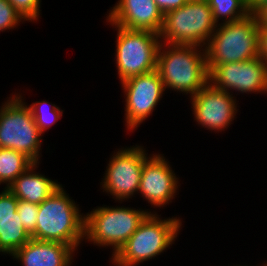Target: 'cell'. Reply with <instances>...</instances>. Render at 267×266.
Returning <instances> with one entry per match:
<instances>
[{"label":"cell","instance_id":"26","mask_svg":"<svg viewBox=\"0 0 267 266\" xmlns=\"http://www.w3.org/2000/svg\"><path fill=\"white\" fill-rule=\"evenodd\" d=\"M259 57L267 64V27L259 26Z\"/></svg>","mask_w":267,"mask_h":266},{"label":"cell","instance_id":"27","mask_svg":"<svg viewBox=\"0 0 267 266\" xmlns=\"http://www.w3.org/2000/svg\"><path fill=\"white\" fill-rule=\"evenodd\" d=\"M265 5H267V0H247V7L251 14H255Z\"/></svg>","mask_w":267,"mask_h":266},{"label":"cell","instance_id":"23","mask_svg":"<svg viewBox=\"0 0 267 266\" xmlns=\"http://www.w3.org/2000/svg\"><path fill=\"white\" fill-rule=\"evenodd\" d=\"M18 198L7 188L0 193V223L6 219H20L17 212Z\"/></svg>","mask_w":267,"mask_h":266},{"label":"cell","instance_id":"20","mask_svg":"<svg viewBox=\"0 0 267 266\" xmlns=\"http://www.w3.org/2000/svg\"><path fill=\"white\" fill-rule=\"evenodd\" d=\"M27 106L31 110L35 124L42 134L62 117L64 111L46 100L37 101Z\"/></svg>","mask_w":267,"mask_h":266},{"label":"cell","instance_id":"1","mask_svg":"<svg viewBox=\"0 0 267 266\" xmlns=\"http://www.w3.org/2000/svg\"><path fill=\"white\" fill-rule=\"evenodd\" d=\"M166 47V48H165ZM202 50V51H201ZM164 88L193 97L208 82L205 48L196 45L160 44L156 69Z\"/></svg>","mask_w":267,"mask_h":266},{"label":"cell","instance_id":"11","mask_svg":"<svg viewBox=\"0 0 267 266\" xmlns=\"http://www.w3.org/2000/svg\"><path fill=\"white\" fill-rule=\"evenodd\" d=\"M209 82L229 94L234 90L267 94V64L260 57L220 64L209 72Z\"/></svg>","mask_w":267,"mask_h":266},{"label":"cell","instance_id":"7","mask_svg":"<svg viewBox=\"0 0 267 266\" xmlns=\"http://www.w3.org/2000/svg\"><path fill=\"white\" fill-rule=\"evenodd\" d=\"M22 98L20 94H12L0 106V148L16 150L40 163L43 135Z\"/></svg>","mask_w":267,"mask_h":266},{"label":"cell","instance_id":"14","mask_svg":"<svg viewBox=\"0 0 267 266\" xmlns=\"http://www.w3.org/2000/svg\"><path fill=\"white\" fill-rule=\"evenodd\" d=\"M111 8L107 15V23L160 34L164 15L154 0H119Z\"/></svg>","mask_w":267,"mask_h":266},{"label":"cell","instance_id":"16","mask_svg":"<svg viewBox=\"0 0 267 266\" xmlns=\"http://www.w3.org/2000/svg\"><path fill=\"white\" fill-rule=\"evenodd\" d=\"M39 163H33L25 172L19 175L7 188L18 200L40 205L54 193L62 184L36 173Z\"/></svg>","mask_w":267,"mask_h":266},{"label":"cell","instance_id":"4","mask_svg":"<svg viewBox=\"0 0 267 266\" xmlns=\"http://www.w3.org/2000/svg\"><path fill=\"white\" fill-rule=\"evenodd\" d=\"M208 72L215 66L259 57V24L255 14L220 23L205 46Z\"/></svg>","mask_w":267,"mask_h":266},{"label":"cell","instance_id":"15","mask_svg":"<svg viewBox=\"0 0 267 266\" xmlns=\"http://www.w3.org/2000/svg\"><path fill=\"white\" fill-rule=\"evenodd\" d=\"M75 251L65 243L31 238L12 256L22 266H71Z\"/></svg>","mask_w":267,"mask_h":266},{"label":"cell","instance_id":"17","mask_svg":"<svg viewBox=\"0 0 267 266\" xmlns=\"http://www.w3.org/2000/svg\"><path fill=\"white\" fill-rule=\"evenodd\" d=\"M34 162L25 154L13 149L0 148V185L8 188L14 180Z\"/></svg>","mask_w":267,"mask_h":266},{"label":"cell","instance_id":"8","mask_svg":"<svg viewBox=\"0 0 267 266\" xmlns=\"http://www.w3.org/2000/svg\"><path fill=\"white\" fill-rule=\"evenodd\" d=\"M110 24L117 30L115 63L120 81L155 71L161 44L159 34Z\"/></svg>","mask_w":267,"mask_h":266},{"label":"cell","instance_id":"24","mask_svg":"<svg viewBox=\"0 0 267 266\" xmlns=\"http://www.w3.org/2000/svg\"><path fill=\"white\" fill-rule=\"evenodd\" d=\"M23 21L8 0H0V32L17 28Z\"/></svg>","mask_w":267,"mask_h":266},{"label":"cell","instance_id":"5","mask_svg":"<svg viewBox=\"0 0 267 266\" xmlns=\"http://www.w3.org/2000/svg\"><path fill=\"white\" fill-rule=\"evenodd\" d=\"M105 206H97L85 214L84 240L99 247H112L114 256L150 212L124 206Z\"/></svg>","mask_w":267,"mask_h":266},{"label":"cell","instance_id":"19","mask_svg":"<svg viewBox=\"0 0 267 266\" xmlns=\"http://www.w3.org/2000/svg\"><path fill=\"white\" fill-rule=\"evenodd\" d=\"M212 10L214 22L218 25L234 22L251 14L247 7V0H207ZM225 18V19H224Z\"/></svg>","mask_w":267,"mask_h":266},{"label":"cell","instance_id":"13","mask_svg":"<svg viewBox=\"0 0 267 266\" xmlns=\"http://www.w3.org/2000/svg\"><path fill=\"white\" fill-rule=\"evenodd\" d=\"M142 168L138 193L154 207H165L174 199L179 184L169 161L162 154H151Z\"/></svg>","mask_w":267,"mask_h":266},{"label":"cell","instance_id":"6","mask_svg":"<svg viewBox=\"0 0 267 266\" xmlns=\"http://www.w3.org/2000/svg\"><path fill=\"white\" fill-rule=\"evenodd\" d=\"M207 0H188L166 13L159 37L162 43L206 46L216 29Z\"/></svg>","mask_w":267,"mask_h":266},{"label":"cell","instance_id":"22","mask_svg":"<svg viewBox=\"0 0 267 266\" xmlns=\"http://www.w3.org/2000/svg\"><path fill=\"white\" fill-rule=\"evenodd\" d=\"M24 21H36L40 15L41 0H8Z\"/></svg>","mask_w":267,"mask_h":266},{"label":"cell","instance_id":"18","mask_svg":"<svg viewBox=\"0 0 267 266\" xmlns=\"http://www.w3.org/2000/svg\"><path fill=\"white\" fill-rule=\"evenodd\" d=\"M31 235L21 223V219H6L0 223V252L12 256L23 247Z\"/></svg>","mask_w":267,"mask_h":266},{"label":"cell","instance_id":"12","mask_svg":"<svg viewBox=\"0 0 267 266\" xmlns=\"http://www.w3.org/2000/svg\"><path fill=\"white\" fill-rule=\"evenodd\" d=\"M190 99L194 121L214 132L227 129L238 111L233 94L217 89L210 82Z\"/></svg>","mask_w":267,"mask_h":266},{"label":"cell","instance_id":"10","mask_svg":"<svg viewBox=\"0 0 267 266\" xmlns=\"http://www.w3.org/2000/svg\"><path fill=\"white\" fill-rule=\"evenodd\" d=\"M125 93V121L133 132L155 110L164 92V84L157 70L131 77L121 82Z\"/></svg>","mask_w":267,"mask_h":266},{"label":"cell","instance_id":"21","mask_svg":"<svg viewBox=\"0 0 267 266\" xmlns=\"http://www.w3.org/2000/svg\"><path fill=\"white\" fill-rule=\"evenodd\" d=\"M38 208V204L30 203L24 200H18L17 212L20 216L23 227L30 235L36 229Z\"/></svg>","mask_w":267,"mask_h":266},{"label":"cell","instance_id":"28","mask_svg":"<svg viewBox=\"0 0 267 266\" xmlns=\"http://www.w3.org/2000/svg\"><path fill=\"white\" fill-rule=\"evenodd\" d=\"M255 16L258 20V24L261 27H267V5L260 8L256 13Z\"/></svg>","mask_w":267,"mask_h":266},{"label":"cell","instance_id":"25","mask_svg":"<svg viewBox=\"0 0 267 266\" xmlns=\"http://www.w3.org/2000/svg\"><path fill=\"white\" fill-rule=\"evenodd\" d=\"M163 15L182 7L188 0H154Z\"/></svg>","mask_w":267,"mask_h":266},{"label":"cell","instance_id":"2","mask_svg":"<svg viewBox=\"0 0 267 266\" xmlns=\"http://www.w3.org/2000/svg\"><path fill=\"white\" fill-rule=\"evenodd\" d=\"M65 191L61 185L39 205L31 238L65 243L76 250L84 240L85 214Z\"/></svg>","mask_w":267,"mask_h":266},{"label":"cell","instance_id":"9","mask_svg":"<svg viewBox=\"0 0 267 266\" xmlns=\"http://www.w3.org/2000/svg\"><path fill=\"white\" fill-rule=\"evenodd\" d=\"M143 148L139 145L123 147L109 158L101 189L116 201H128L138 194L144 161L149 157Z\"/></svg>","mask_w":267,"mask_h":266},{"label":"cell","instance_id":"3","mask_svg":"<svg viewBox=\"0 0 267 266\" xmlns=\"http://www.w3.org/2000/svg\"><path fill=\"white\" fill-rule=\"evenodd\" d=\"M182 221L177 217L161 219L157 212L150 213L140 223L120 250L111 257L114 266H136L154 259L174 244Z\"/></svg>","mask_w":267,"mask_h":266}]
</instances>
